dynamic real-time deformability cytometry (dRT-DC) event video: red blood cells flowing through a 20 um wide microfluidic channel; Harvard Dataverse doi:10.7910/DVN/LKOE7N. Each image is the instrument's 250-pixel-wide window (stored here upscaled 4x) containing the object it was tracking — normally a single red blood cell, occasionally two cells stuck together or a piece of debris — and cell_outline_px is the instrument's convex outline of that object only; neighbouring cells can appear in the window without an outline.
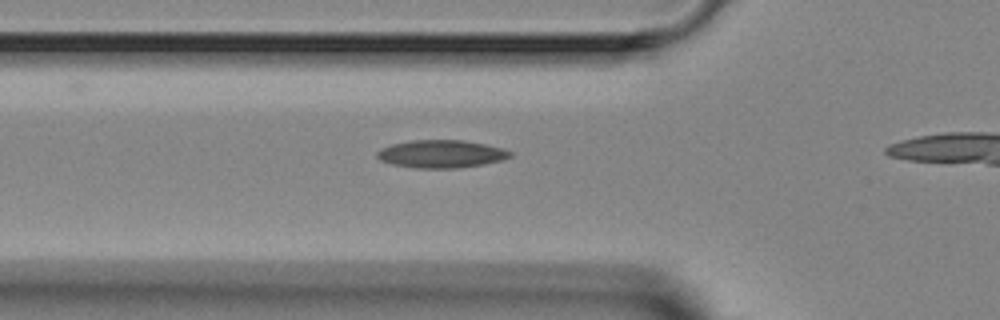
{"species": "Egyptian fruit bat (a non-hibernating species)", "species_latin": "Rousettus aegyptiacus", "temperature_condition": "room temperature", "stored_images_in_passage": 6, "camera_frame_rate_fps": 3000, "um_per_image_px": 0.085, "animal": {"sex": "female"}, "frame": {"image": 1, "passage_image": 6, "time_ms": 6.0, "image_size_px": [1000, 320], "cell_outline_px": [[512, 156], [500, 160], [484, 164], [456, 168], [416, 168], [392, 164], [380, 160], [376, 156], [376, 152], [392, 144], [412, 140], [464, 140], [504, 148], [512, 152]], "centroid_in_image_um": [37.51, 13.08], "position_along_channel_um": 88.3, "area_um2": 21.44}}